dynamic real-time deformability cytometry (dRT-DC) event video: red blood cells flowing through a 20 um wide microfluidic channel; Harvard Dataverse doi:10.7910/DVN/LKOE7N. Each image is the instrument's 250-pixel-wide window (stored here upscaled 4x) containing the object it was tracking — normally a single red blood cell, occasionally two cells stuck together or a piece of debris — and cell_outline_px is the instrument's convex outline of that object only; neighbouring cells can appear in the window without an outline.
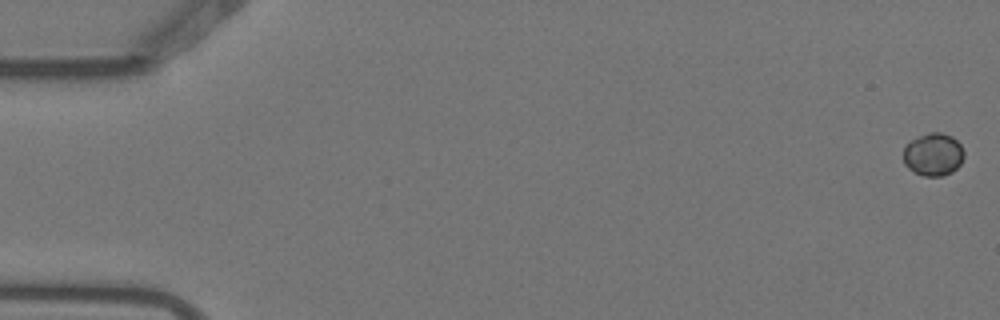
{"species": "Egyptian fruit bat (a non-hibernating species)", "species_latin": "Rousettus aegyptiacus", "temperature_condition": "warm", "stored_images_in_passage": 6, "camera_frame_rate_fps": 3000, "um_per_image_px": 0.085, "animal": {"sex": "female"}, "frame": {"image": 1, "passage_image": 1, "time_ms": 0.0, "image_size_px": [1000, 320], "cell_outline_px": [[964, 156], [960, 164], [952, 172], [940, 176], [924, 176], [908, 168], [904, 164], [904, 148], [912, 140], [928, 132], [940, 132], [952, 136], [960, 144], [964, 152]], "centroid_in_image_um": [79.34, 13.12], "position_along_channel_um": 5.7, "area_um2": 14.97}}
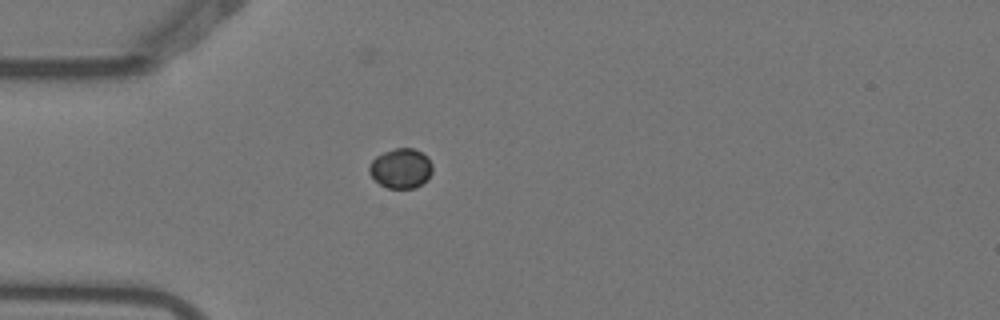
{"frame": {"image": 2, "passage_image": 5, "time_ms": 1.333, "image_size_px": [1000, 320], "cell_outline_px": [[432, 172], [416, 188], [388, 188], [380, 184], [368, 172], [368, 168], [372, 160], [376, 156], [384, 152], [396, 148], [412, 148], [428, 156], [432, 164]], "centroid_in_image_um": [34.06, 14.3], "position_along_channel_um": 50.9, "area_um2": 14.51}}